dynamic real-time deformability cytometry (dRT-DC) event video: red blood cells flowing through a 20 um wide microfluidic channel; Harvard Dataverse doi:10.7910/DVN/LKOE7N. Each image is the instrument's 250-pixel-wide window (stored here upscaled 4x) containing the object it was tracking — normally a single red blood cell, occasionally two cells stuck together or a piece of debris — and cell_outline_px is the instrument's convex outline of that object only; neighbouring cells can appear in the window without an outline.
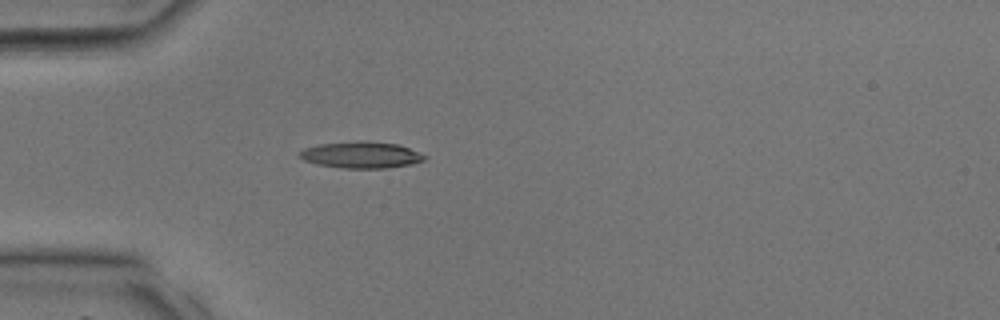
{"species": "common noctule bat (a hibernating species)", "species_latin": "Nyctalus noctula", "temperature_condition": "room temperature", "stored_images_in_passage": 23, "camera_frame_rate_fps": 3000, "um_per_image_px": 0.085, "animal": {"sex": "male", "body_mass_g": 17.9, "forearm_length_mm": 54.2}, "frame": {"image": 1, "passage_image": 1, "time_ms": 0.0, "image_size_px": [1000, 320], "cell_outline_px": [[428, 156], [424, 160], [412, 164], [388, 168], [340, 168], [316, 164], [304, 160], [296, 156], [304, 148], [320, 144], [360, 140], [368, 140], [400, 144]], "centroid_in_image_um": [30.71, 13.16], "position_along_channel_um": 54.3, "area_um2": 19.65}}
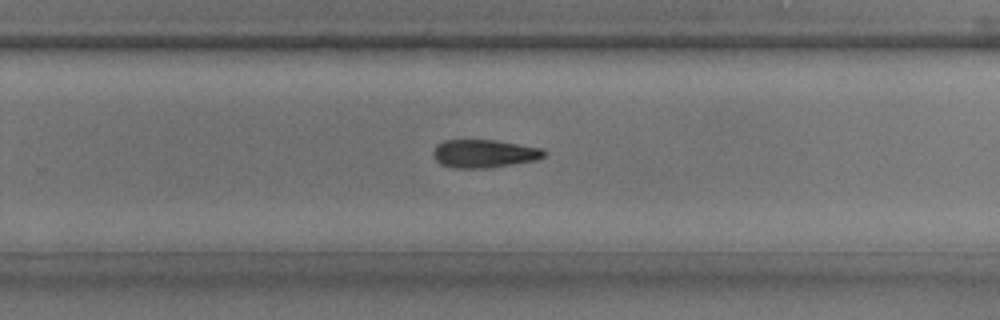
{"frame": {"image": 2, "passage_image": 14, "time_ms": 4.333, "image_size_px": [1000, 320], "cell_outline_px": [[544, 156], [536, 160], [488, 168], [452, 168], [440, 164], [432, 156], [432, 152], [436, 144], [444, 140], [492, 140], [540, 148], [544, 152]], "centroid_in_image_um": [41.06, 13.06], "position_along_channel_um": 288.7, "area_um2": 18.03}}
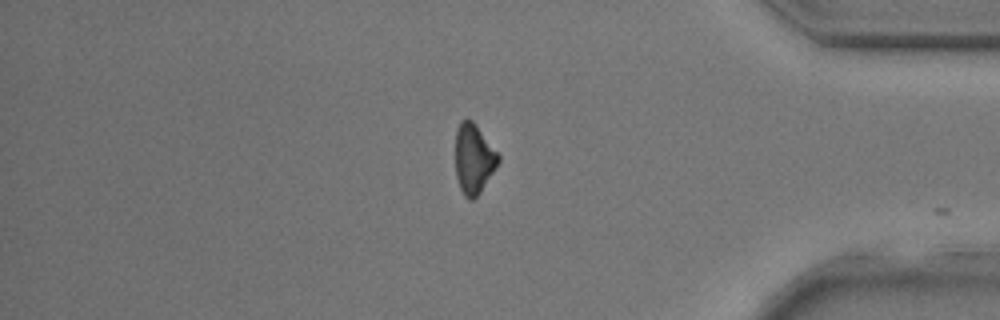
{"frame": {"image": 3, "passage_image": 21, "time_ms": 6.667, "image_size_px": [1000, 320], "cell_outline_px": [[500, 160], [480, 192], [472, 200], [468, 200], [464, 196], [460, 188], [456, 176], [456, 128], [460, 120], [472, 120], [476, 124], [500, 156]], "centroid_in_image_um": [40.25, 13.49], "position_along_channel_um": 395.0, "area_um2": 17.28}}